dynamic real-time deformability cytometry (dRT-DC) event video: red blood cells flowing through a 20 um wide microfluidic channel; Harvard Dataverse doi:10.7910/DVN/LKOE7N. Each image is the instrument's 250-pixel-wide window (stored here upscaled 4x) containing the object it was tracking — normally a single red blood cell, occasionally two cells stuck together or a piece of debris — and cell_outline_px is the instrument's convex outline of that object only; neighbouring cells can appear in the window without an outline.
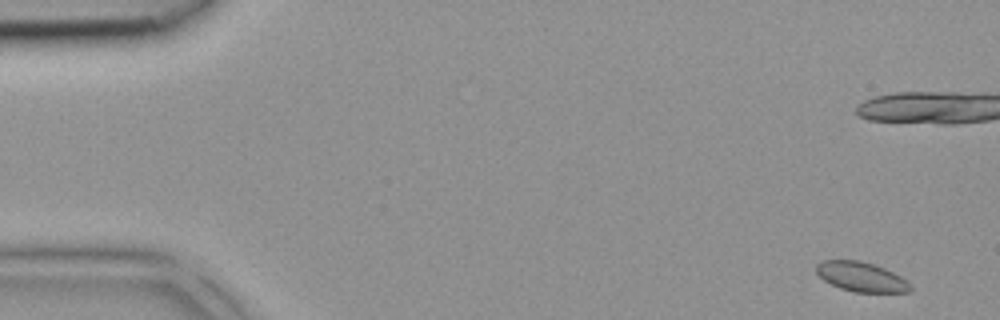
{"species": "common noctule bat (a hibernating species)", "species_latin": "Nyctalus noctula", "temperature_condition": "room temperature", "stored_images_in_passage": 8, "camera_frame_rate_fps": 3000, "um_per_image_px": 0.085, "animal": {"sex": "female", "body_mass_g": 18.4}, "frame": {"image": 1, "passage_image": 1, "time_ms": 0.0, "image_size_px": [1000, 320], "cell_outline_px": [[912, 288], [908, 292], [852, 292], [840, 288], [824, 280], [816, 272], [816, 264], [824, 260], [860, 260], [876, 264], [900, 276]], "centroid_in_image_um": [73.17, 23.52], "position_along_channel_um": 11.8, "area_um2": 16.13}}